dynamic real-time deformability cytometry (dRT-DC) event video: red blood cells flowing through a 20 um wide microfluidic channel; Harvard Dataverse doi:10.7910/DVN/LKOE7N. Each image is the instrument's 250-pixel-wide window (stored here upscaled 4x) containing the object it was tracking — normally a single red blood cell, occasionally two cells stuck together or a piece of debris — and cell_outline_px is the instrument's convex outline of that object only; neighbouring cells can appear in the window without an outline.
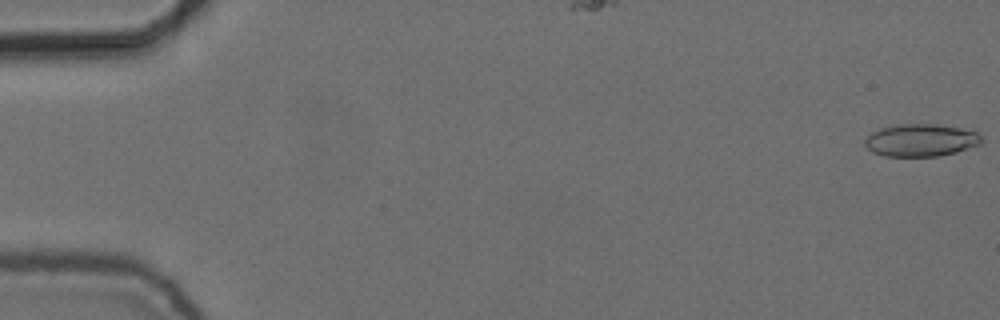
{"species": "common noctule bat (a hibernating species)", "species_latin": "Nyctalus noctula", "temperature_condition": "cold", "stored_images_in_passage": 12, "camera_frame_rate_fps": 3000, "um_per_image_px": 0.085, "animal": {"sex": "female", "body_mass_g": 24.6, "forearm_length_mm": 56.2}, "frame": {"image": 1, "passage_image": 1, "time_ms": 0.0, "image_size_px": [1000, 320], "cell_outline_px": [[984, 140], [980, 144], [956, 152], [940, 156], [884, 156], [872, 152], [864, 144], [864, 140], [872, 132], [880, 128], [900, 124], [944, 124], [980, 132]], "centroid_in_image_um": [78.32, 11.91], "position_along_channel_um": 6.7, "area_um2": 22.37}}